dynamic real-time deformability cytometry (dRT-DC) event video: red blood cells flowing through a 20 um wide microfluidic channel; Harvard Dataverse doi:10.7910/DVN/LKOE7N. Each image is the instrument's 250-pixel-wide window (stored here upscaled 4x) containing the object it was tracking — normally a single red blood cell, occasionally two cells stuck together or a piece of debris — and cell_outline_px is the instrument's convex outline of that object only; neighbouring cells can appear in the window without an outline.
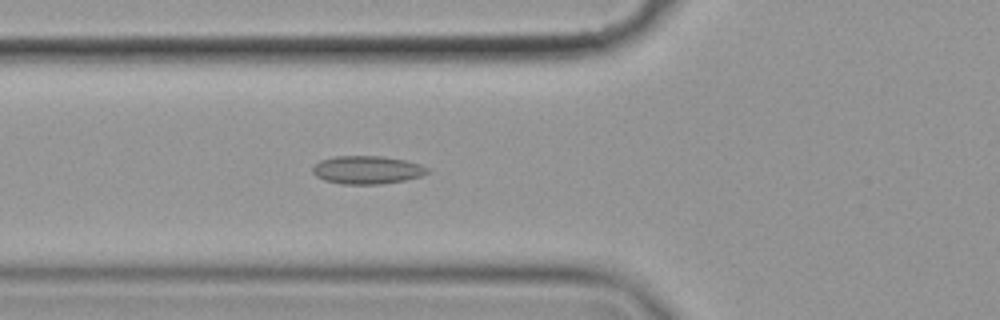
{"species": "common noctule bat (a hibernating species)", "species_latin": "Nyctalus noctula", "temperature_condition": "cold", "stored_images_in_passage": 58, "camera_frame_rate_fps": 3000, "um_per_image_px": 0.085, "animal": {"sex": "female", "body_mass_g": 19.9}, "frame": {"image": 1, "passage_image": 22, "time_ms": 7.0, "image_size_px": [1000, 320], "cell_outline_px": [[428, 172], [420, 176], [404, 180], [380, 184], [340, 184], [324, 180], [316, 176], [312, 172], [312, 168], [320, 160], [336, 156], [380, 156], [404, 160], [420, 164], [428, 168]], "centroid_in_image_um": [31.17, 14.44], "position_along_channel_um": 94.6, "area_um2": 18.67}}
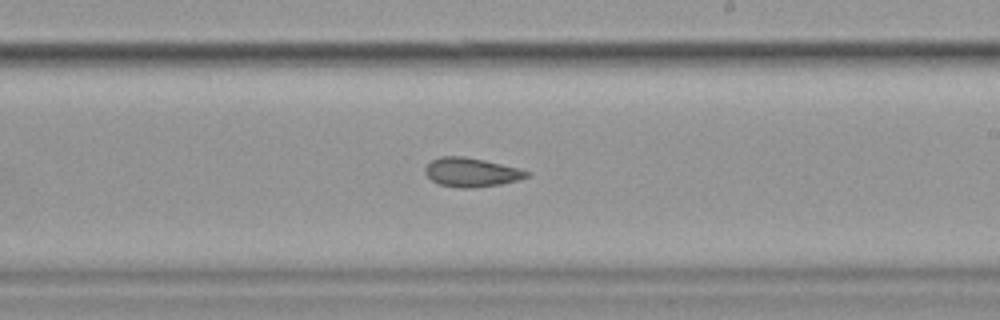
{"frame": {"image": 2, "passage_image": 35, "time_ms": 11.333, "image_size_px": [1000, 320], "cell_outline_px": [[532, 172], [528, 176], [516, 180], [500, 184], [472, 188], [460, 188], [440, 184], [432, 180], [424, 172], [424, 168], [432, 160], [440, 156], [464, 156], [484, 160], [520, 168]], "centroid_in_image_um": [40.07, 14.63], "position_along_channel_um": 248.9, "area_um2": 17.11}}
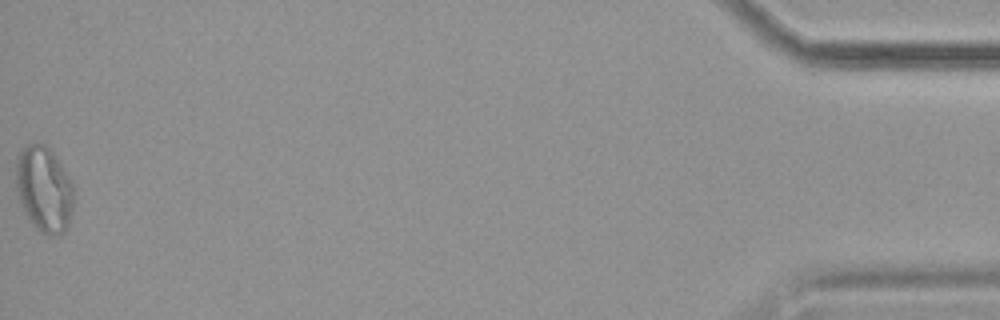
{"frame": {"image": 3, "passage_image": 58, "time_ms": 19.0, "image_size_px": [1000, 320], "cell_outline_px": [[72, 212], [68, 224], [64, 232], [48, 236], [40, 232], [36, 228], [24, 212], [16, 188], [16, 156], [20, 148], [28, 144], [44, 144], [52, 152], [68, 176], [72, 184]], "centroid_in_image_um": [3.71, 16.07], "position_along_channel_um": 431.5, "area_um2": 28.55}, "authors_computed_cell_mechanics": {"area_um2": 19.1318, "velocity_mm_per_s": 3.5592, "shape_relaxation_time_tau1_ms": null, "shape_relaxation_time_tau2_ms": 3.2257, "deformation_change_tau1": null, "deformation_change_tau2": 0.0842}}